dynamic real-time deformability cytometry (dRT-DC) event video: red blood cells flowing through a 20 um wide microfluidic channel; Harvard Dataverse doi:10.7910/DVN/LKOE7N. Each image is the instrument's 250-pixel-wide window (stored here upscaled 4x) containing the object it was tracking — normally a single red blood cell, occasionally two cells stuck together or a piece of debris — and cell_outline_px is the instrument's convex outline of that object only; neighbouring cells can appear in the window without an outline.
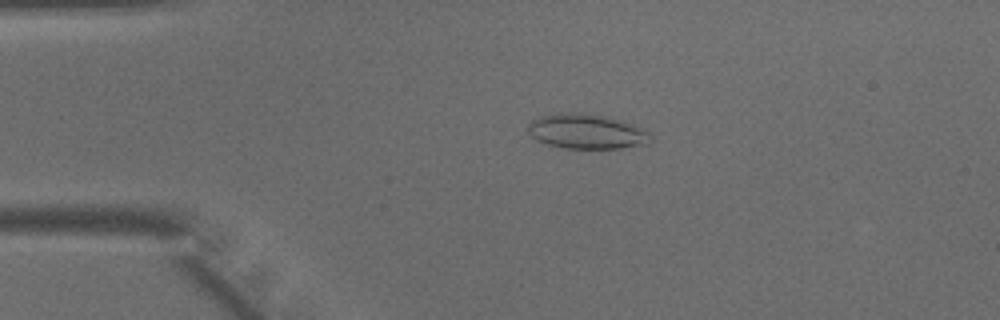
{"species": "common noctule bat (a hibernating species)", "species_latin": "Nyctalus noctula", "temperature_condition": "warm", "stored_images_in_passage": 46, "camera_frame_rate_fps": 3000, "um_per_image_px": 0.085, "animal": {"sex": "male", "body_mass_g": 15.6}, "frame": {"image": 1, "passage_image": 10, "time_ms": 3.0, "image_size_px": [1000, 320], "cell_outline_px": [[652, 140], [648, 144], [620, 148], [564, 148], [548, 144], [536, 140], [528, 132], [528, 124], [532, 120], [540, 116], [556, 112], [576, 112], [604, 116], [620, 120], [644, 128], [652, 136]], "centroid_in_image_um": [49.86, 11.17], "position_along_channel_um": 35.1, "area_um2": 25.03}}
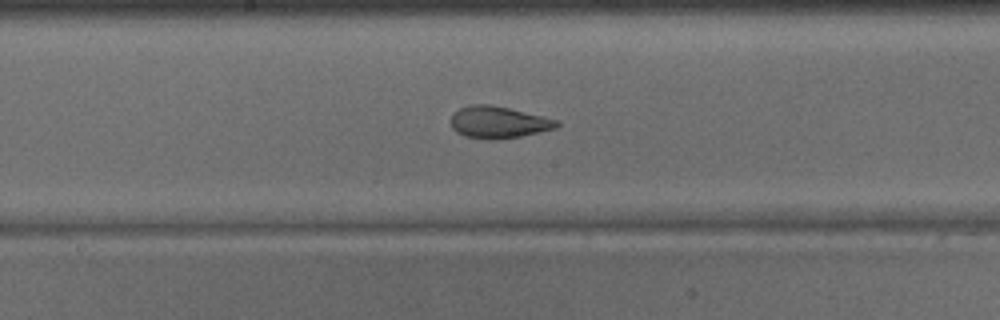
{"frame": {"image": 2, "passage_image": 24, "time_ms": 7.667, "image_size_px": [1000, 320], "cell_outline_px": [[560, 124], [556, 128], [520, 136], [496, 140], [488, 140], [464, 136], [456, 132], [452, 128], [448, 120], [452, 112], [468, 104], [492, 104], [544, 116], [560, 120]], "centroid_in_image_um": [42.31, 10.38], "position_along_channel_um": 205.9, "area_um2": 20.17}}
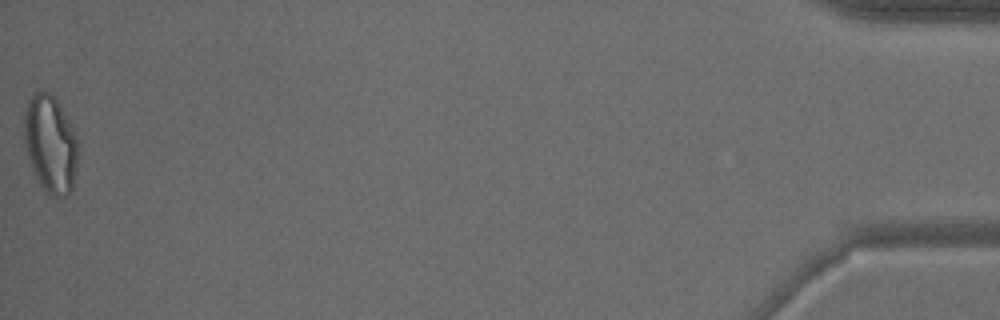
{"frame": {"image": 3, "passage_image": 46, "time_ms": 15.0, "image_size_px": [1000, 320], "cell_outline_px": [[76, 164], [72, 188], [68, 196], [48, 196], [44, 192], [36, 176], [28, 156], [24, 140], [24, 112], [28, 100], [32, 92], [44, 88], [48, 88], [56, 100], [68, 120], [72, 128], [76, 140]], "centroid_in_image_um": [4.24, 12.2], "position_along_channel_um": 431.0, "area_um2": 30.46}}